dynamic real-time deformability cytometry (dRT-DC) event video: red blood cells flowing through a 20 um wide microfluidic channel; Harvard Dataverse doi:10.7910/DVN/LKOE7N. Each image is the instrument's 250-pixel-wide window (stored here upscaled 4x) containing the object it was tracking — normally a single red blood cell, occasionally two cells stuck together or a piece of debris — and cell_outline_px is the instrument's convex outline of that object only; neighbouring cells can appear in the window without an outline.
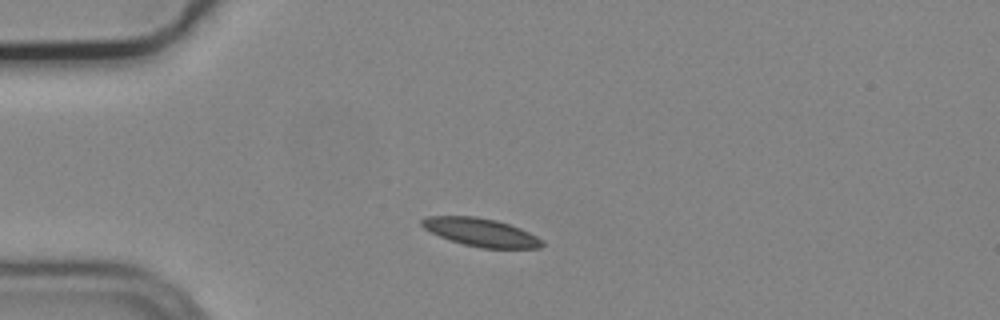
{"species": "common noctule bat (a hibernating species)", "species_latin": "Nyctalus noctula", "temperature_condition": "cold", "stored_images_in_passage": 42, "camera_frame_rate_fps": 3000, "um_per_image_px": 0.085, "animal": {"sex": "male", "body_mass_g": 19.2, "forearm_length_mm": 51.8}, "frame": {"image": 1, "passage_image": 1, "time_ms": 0.0, "image_size_px": [1000, 320], "cell_outline_px": [[544, 244], [540, 248], [480, 248], [464, 244], [440, 236], [424, 228], [420, 224], [420, 220], [428, 216], [476, 216], [496, 220], [520, 228], [544, 240]], "centroid_in_image_um": [40.89, 19.74], "position_along_channel_um": 44.1, "area_um2": 19.59}}
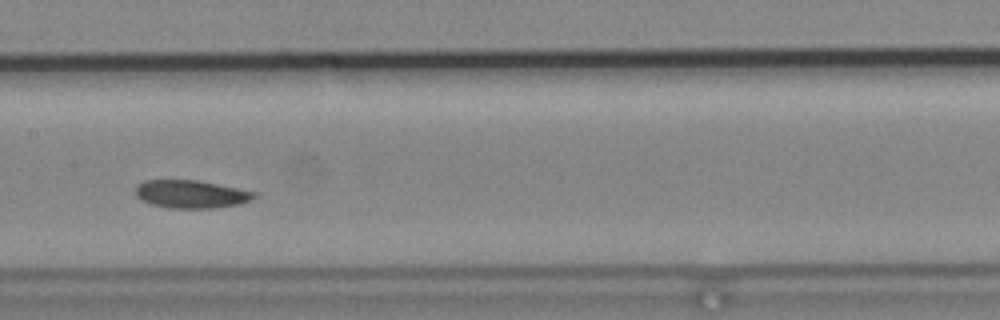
{"frame": {"image": 2, "passage_image": 15, "time_ms": 4.667, "image_size_px": [1000, 320], "cell_outline_px": [[260, 192], [256, 196], [240, 204], [216, 208], [168, 208], [152, 204], [136, 196], [136, 184], [144, 180], [200, 180]], "centroid_in_image_um": [16.28, 16.49], "position_along_channel_um": 191.1, "area_um2": 19.54}}
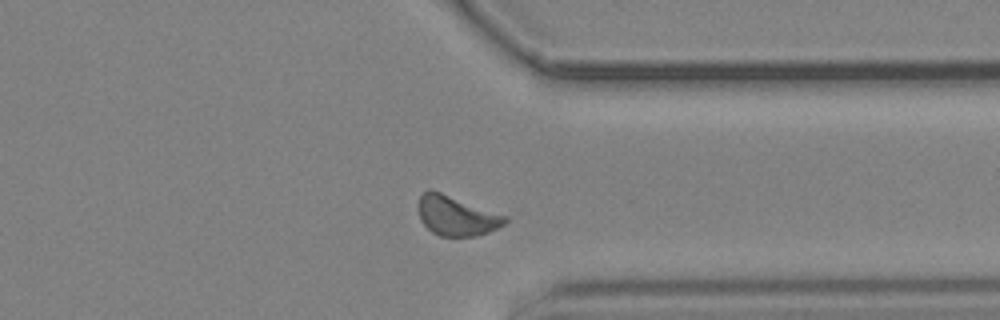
{"frame": {"image": 3, "passage_image": 30, "time_ms": 9.667, "image_size_px": [1000, 320], "cell_outline_px": [[508, 220], [504, 224], [488, 232], [476, 236], [440, 236], [432, 232], [420, 220], [416, 208], [416, 204], [420, 196], [428, 188], [440, 192], [504, 216]], "centroid_in_image_um": [38.7, 18.34], "position_along_channel_um": 372.7, "area_um2": 19.77}, "authors_computed_cell_mechanics": {"area_um2": 19.4208, "velocity_mm_per_s": 3.6848, "shape_relaxation_time_tau1_ms": null, "shape_relaxation_time_tau2_ms": 5.102, "deformation_change_tau1": null, "deformation_change_tau2": 0.1186}}